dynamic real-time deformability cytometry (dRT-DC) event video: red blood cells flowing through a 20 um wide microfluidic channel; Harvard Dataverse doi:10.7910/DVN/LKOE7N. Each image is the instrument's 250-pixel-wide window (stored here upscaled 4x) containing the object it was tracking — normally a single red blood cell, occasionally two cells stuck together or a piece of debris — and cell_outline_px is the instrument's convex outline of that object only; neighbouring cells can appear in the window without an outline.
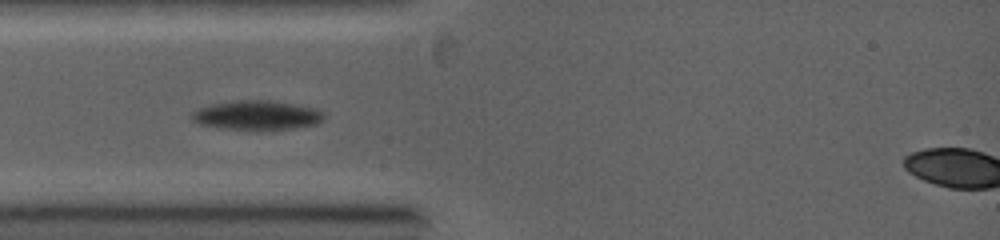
{"species": "common noctule bat (a hibernating species)", "species_latin": "Nyctalus noctula", "temperature_condition": "warm", "stored_images_in_passage": 2, "camera_frame_rate_fps": 5000, "um_per_image_px": 0.085, "animal": {"sex": "female", "body_mass_g": 19.0, "forearm_length_mm": 53.3}, "frame": {"image": 1, "passage_image": 1, "time_ms": 0.0, "image_size_px": [1000, 240], "cell_outline_px": [[324, 120], [316, 124], [296, 128], [260, 132], [256, 132], [216, 128], [200, 124], [192, 120], [188, 112], [196, 108], [208, 104], [232, 100], [272, 100], [300, 104], [316, 108], [324, 112]], "centroid_in_image_um": [21.8, 9.81], "position_along_channel_um": 63.2, "area_um2": 24.04}}